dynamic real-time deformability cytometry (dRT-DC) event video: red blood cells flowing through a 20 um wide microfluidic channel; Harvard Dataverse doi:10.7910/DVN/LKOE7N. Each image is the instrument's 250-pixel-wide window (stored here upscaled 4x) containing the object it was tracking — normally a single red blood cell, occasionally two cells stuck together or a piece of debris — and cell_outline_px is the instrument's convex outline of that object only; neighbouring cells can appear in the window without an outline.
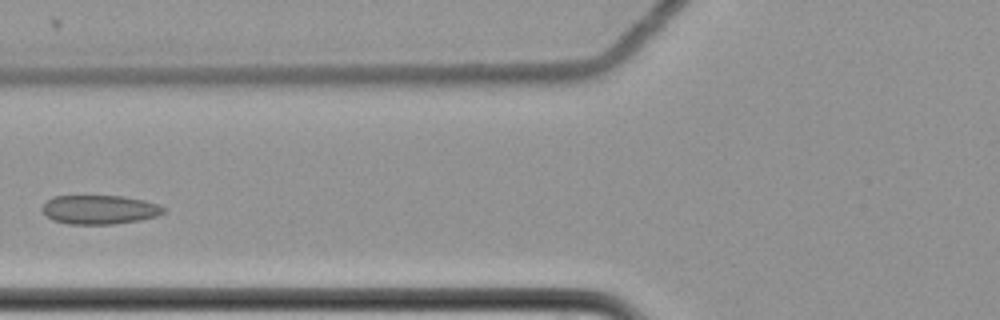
{"species": "common noctule bat (a hibernating species)", "species_latin": "Nyctalus noctula", "temperature_condition": "cold", "stored_images_in_passage": 3, "camera_frame_rate_fps": 3000, "um_per_image_px": 0.085, "animal": {"sex": "female", "body_mass_g": 22.7, "forearm_length_mm": 54.2}, "frame": {"image": 1, "passage_image": 3, "time_ms": 0.667, "image_size_px": [1000, 320], "cell_outline_px": [[164, 212], [156, 216], [140, 220], [112, 224], [68, 224], [52, 220], [40, 208], [52, 196], [124, 196], [144, 200], [156, 204], [164, 208]], "centroid_in_image_um": [8.43, 17.82], "position_along_channel_um": 117.4, "area_um2": 20.4}}